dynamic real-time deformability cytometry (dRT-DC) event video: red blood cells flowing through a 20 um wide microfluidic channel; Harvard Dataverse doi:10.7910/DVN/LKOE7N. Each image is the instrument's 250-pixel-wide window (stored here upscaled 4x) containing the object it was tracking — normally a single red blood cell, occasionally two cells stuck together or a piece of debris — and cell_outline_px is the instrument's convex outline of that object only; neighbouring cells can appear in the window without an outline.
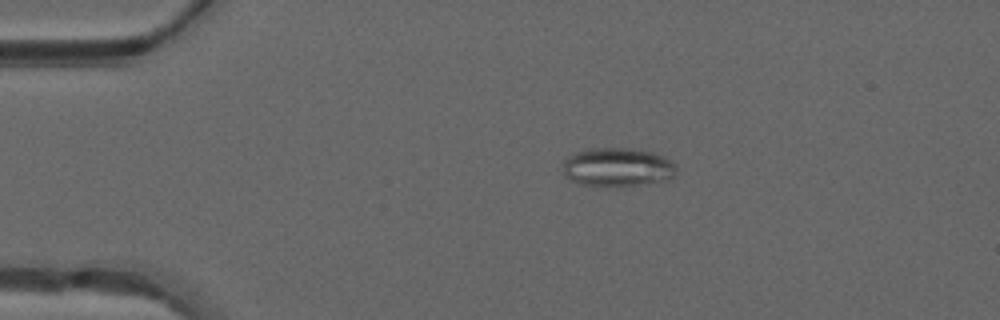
{"species": "common noctule bat (a hibernating species)", "species_latin": "Nyctalus noctula", "temperature_condition": "warm", "stored_images_in_passage": 42, "camera_frame_rate_fps": 3000, "um_per_image_px": 0.085, "animal": {"sex": "male", "forearm_length_mm": 52.5}, "frame": {"image": 1, "passage_image": 3, "time_ms": 0.667, "image_size_px": [1000, 320], "cell_outline_px": [[676, 172], [672, 176], [664, 180], [616, 188], [604, 188], [580, 184], [564, 176], [564, 160], [568, 156], [576, 152], [592, 148], [628, 148], [652, 152], [664, 156], [676, 164]], "centroid_in_image_um": [52.47, 14.23], "position_along_channel_um": 32.5, "area_um2": 25.95}}
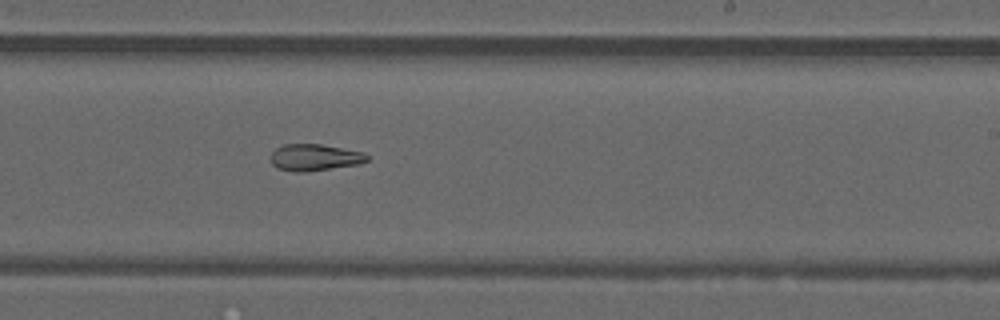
{"frame": {"image": 2, "passage_image": 23, "time_ms": 7.333, "image_size_px": [1000, 320], "cell_outline_px": [[368, 160], [356, 164], [300, 172], [296, 172], [276, 168], [272, 164], [272, 152], [276, 148], [284, 144], [320, 144], [360, 152], [368, 156]], "centroid_in_image_um": [26.67, 13.37], "position_along_channel_um": 262.3, "area_um2": 14.45}}
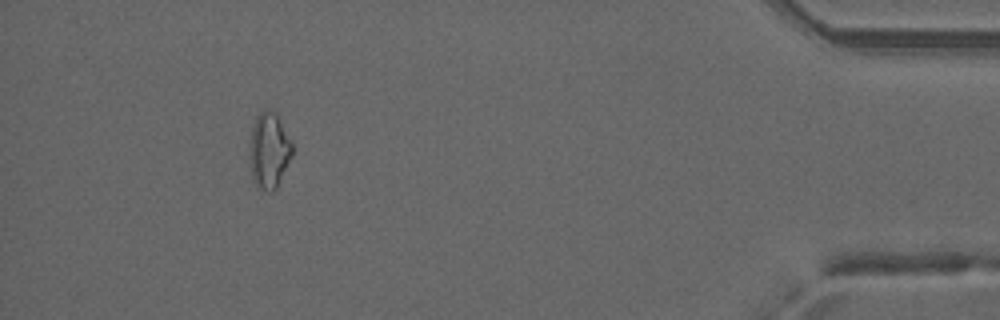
{"frame": {"image": 3, "passage_image": 38, "time_ms": 12.333, "image_size_px": [1000, 320], "cell_outline_px": [[292, 156], [276, 188], [272, 192], [268, 192], [256, 188], [252, 180], [252, 128], [256, 116], [264, 108], [268, 108], [276, 112], [292, 144]], "centroid_in_image_um": [22.89, 12.79], "position_along_channel_um": 412.3, "area_um2": 18.44}, "authors_computed_cell_mechanics": {"area_um2": 17.1088, "velocity_mm_per_s": 4.2062, "shape_relaxation_time_tau1_ms": null, "shape_relaxation_time_tau2_ms": 3.8661, "deformation_change_tau1": null, "deformation_change_tau2": 0.1251}}